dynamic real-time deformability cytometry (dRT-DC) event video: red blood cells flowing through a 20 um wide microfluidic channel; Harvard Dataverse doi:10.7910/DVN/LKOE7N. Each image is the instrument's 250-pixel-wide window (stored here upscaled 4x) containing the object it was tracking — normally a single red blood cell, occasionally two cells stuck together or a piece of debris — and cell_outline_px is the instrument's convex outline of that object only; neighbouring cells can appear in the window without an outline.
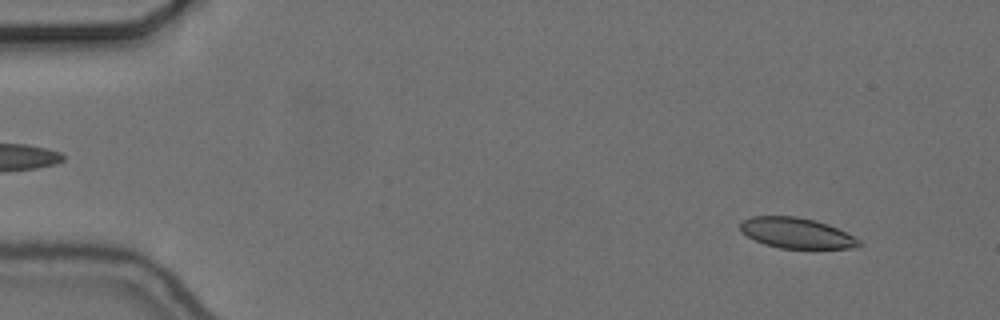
{"species": "common noctule bat (a hibernating species)", "species_latin": "Nyctalus noctula", "temperature_condition": "cold", "stored_images_in_passage": 56, "camera_frame_rate_fps": 3000, "um_per_image_px": 0.085, "animal": {"sex": "female", "body_mass_g": 24.6, "forearm_length_mm": 56.2}, "frame": {"image": 1, "passage_image": 5, "time_ms": 1.333, "image_size_px": [1000, 320], "cell_outline_px": [[860, 244], [856, 248], [780, 248], [764, 244], [740, 232], [740, 220], [752, 216], [796, 216], [816, 220], [828, 224], [860, 240]], "centroid_in_image_um": [67.65, 19.79], "position_along_channel_um": 17.3, "area_um2": 21.04}}
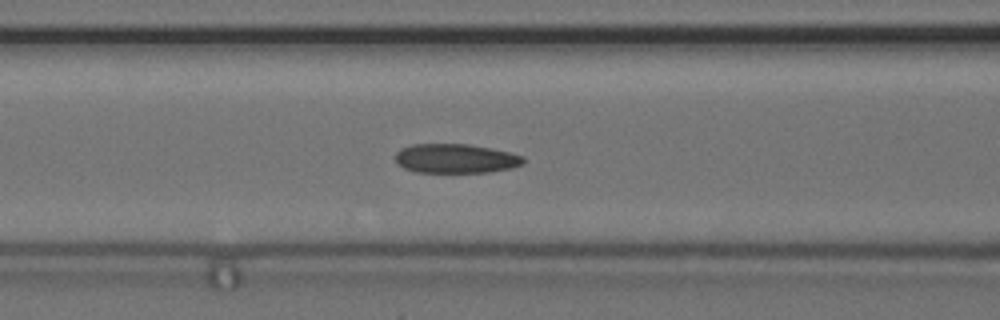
{"frame": {"image": 2, "passage_image": 23, "time_ms": 7.333, "image_size_px": [1000, 320], "cell_outline_px": [[524, 164], [512, 168], [488, 172], [416, 172], [404, 168], [396, 164], [396, 152], [400, 148], [412, 144], [468, 144], [508, 152], [524, 156]], "centroid_in_image_um": [38.71, 13.47], "position_along_channel_um": 127.9, "area_um2": 21.85}}
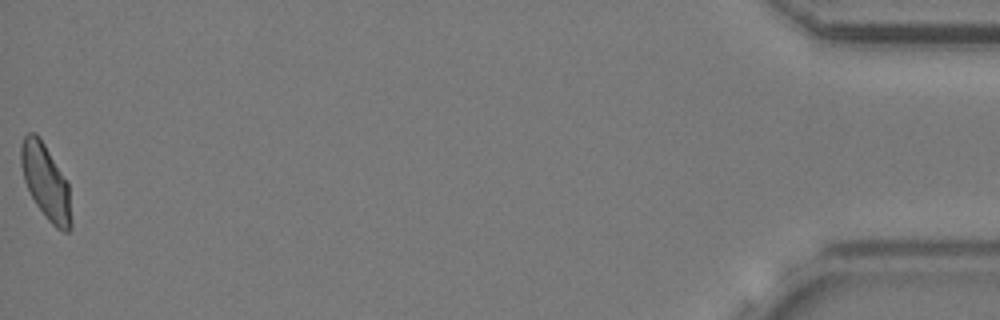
{"frame": {"image": 3, "passage_image": 56, "time_ms": 18.333, "image_size_px": [1000, 320], "cell_outline_px": [[72, 228], [68, 232], [64, 232], [56, 228], [48, 220], [36, 204], [24, 180], [20, 164], [20, 144], [24, 136], [28, 132], [36, 132], [40, 136], [68, 184], [72, 220]], "centroid_in_image_um": [3.88, 15.45], "position_along_channel_um": 431.3, "area_um2": 21.96}, "authors_computed_cell_mechanics": {"area_um2": 22.2241, "velocity_mm_per_s": 3.6563, "shape_relaxation_time_tau1_ms": null, "shape_relaxation_time_tau2_ms": 2.5415, "deformation_change_tau1": null, "deformation_change_tau2": 0.0905}}